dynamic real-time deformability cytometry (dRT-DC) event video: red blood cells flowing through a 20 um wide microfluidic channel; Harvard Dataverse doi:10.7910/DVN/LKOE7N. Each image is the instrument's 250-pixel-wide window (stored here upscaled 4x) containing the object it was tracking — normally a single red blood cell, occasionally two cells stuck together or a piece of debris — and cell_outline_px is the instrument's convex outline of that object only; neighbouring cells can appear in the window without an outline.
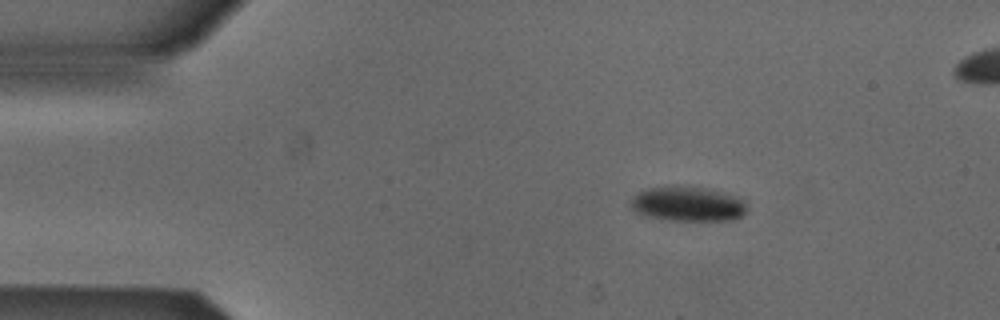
{"species": "Egyptian fruit bat (a non-hibernating species)", "species_latin": "Rousettus aegyptiacus", "temperature_condition": "cold", "stored_images_in_passage": 53, "segment_of_instrument_passage": [1, 2], "camera_frame_rate_fps": 3000, "um_per_image_px": 0.085, "animal": {"sex": "male"}, "frame": {"image": 1, "passage_image": 8, "time_ms": 2.333, "image_size_px": [1000, 320], "cell_outline_px": [[748, 212], [744, 216], [732, 220], [664, 220], [644, 216], [636, 212], [628, 204], [632, 196], [648, 188], [704, 188], [724, 192], [736, 196], [744, 200], [748, 204]], "centroid_in_image_um": [58.5, 17.38], "position_along_channel_um": 26.5, "area_um2": 23.47}}
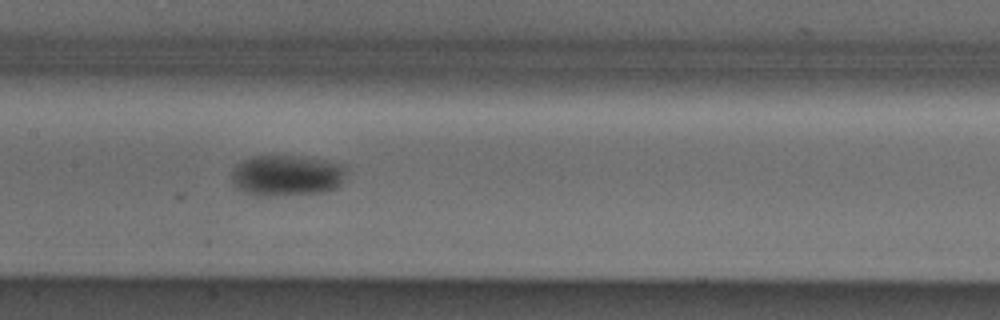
{"frame": {"image": 2, "passage_image": 25, "time_ms": 8.0, "image_size_px": [1000, 320], "cell_outline_px": [[348, 172], [344, 180], [336, 188], [328, 192], [268, 196], [256, 196], [244, 192], [236, 188], [232, 184], [232, 168], [236, 164], [252, 156], [296, 156], [324, 160], [344, 164], [348, 168]], "centroid_in_image_um": [24.4, 14.92], "position_along_channel_um": 183.0, "area_um2": 27.92}}
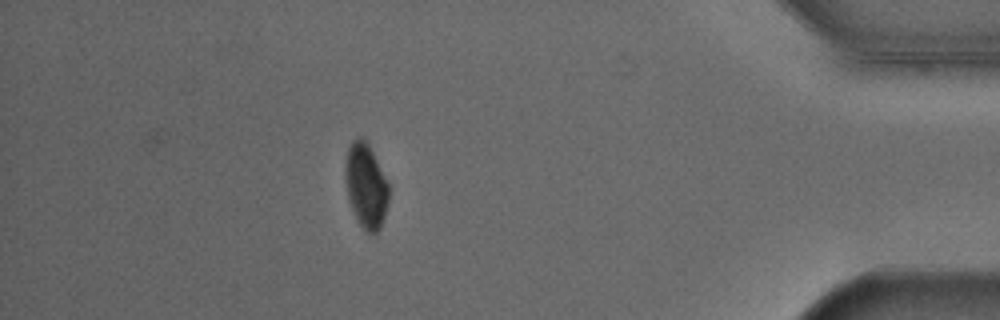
{"frame": {"image": 3, "passage_image": 46, "time_ms": 15.0, "image_size_px": [1000, 320], "cell_outline_px": [[388, 204], [380, 228], [376, 232], [368, 232], [360, 224], [352, 208], [348, 196], [344, 176], [344, 168], [348, 148], [352, 140], [360, 136], [368, 144], [388, 184]], "centroid_in_image_um": [31.08, 15.76], "position_along_channel_um": 404.1, "area_um2": 20.92}}